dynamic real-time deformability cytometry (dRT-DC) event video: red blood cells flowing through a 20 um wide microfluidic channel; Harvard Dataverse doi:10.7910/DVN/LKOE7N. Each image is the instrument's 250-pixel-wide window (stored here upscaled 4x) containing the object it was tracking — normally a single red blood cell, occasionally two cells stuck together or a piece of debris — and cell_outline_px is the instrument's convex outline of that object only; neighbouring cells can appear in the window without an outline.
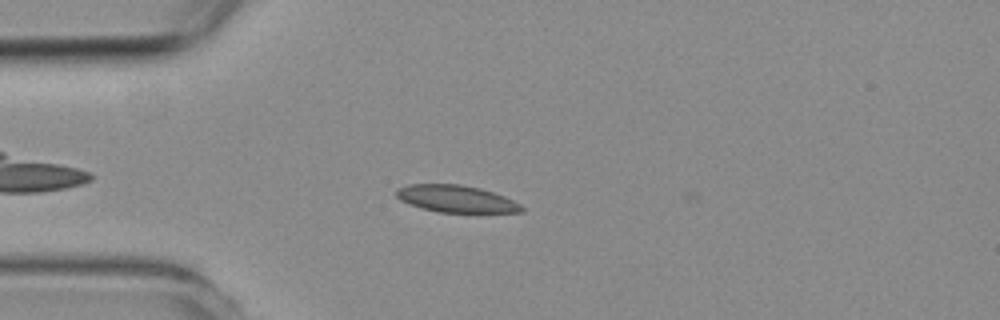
{"species": "common noctule bat (a hibernating species)", "species_latin": "Nyctalus noctula", "temperature_condition": "room temperature", "stored_images_in_passage": 3, "camera_frame_rate_fps": 3000, "um_per_image_px": 0.085, "animal": {"sex": "female", "body_mass_g": 19.3, "forearm_length_mm": 54.1}, "frame": {"image": 1, "passage_image": 2, "time_ms": 1.333, "image_size_px": [1000, 320], "cell_outline_px": [[524, 212], [440, 212], [408, 204], [400, 200], [396, 196], [396, 188], [408, 184], [460, 184], [480, 188], [504, 196], [520, 204], [524, 208]], "centroid_in_image_um": [38.75, 16.89], "position_along_channel_um": 46.3, "area_um2": 19.65}}